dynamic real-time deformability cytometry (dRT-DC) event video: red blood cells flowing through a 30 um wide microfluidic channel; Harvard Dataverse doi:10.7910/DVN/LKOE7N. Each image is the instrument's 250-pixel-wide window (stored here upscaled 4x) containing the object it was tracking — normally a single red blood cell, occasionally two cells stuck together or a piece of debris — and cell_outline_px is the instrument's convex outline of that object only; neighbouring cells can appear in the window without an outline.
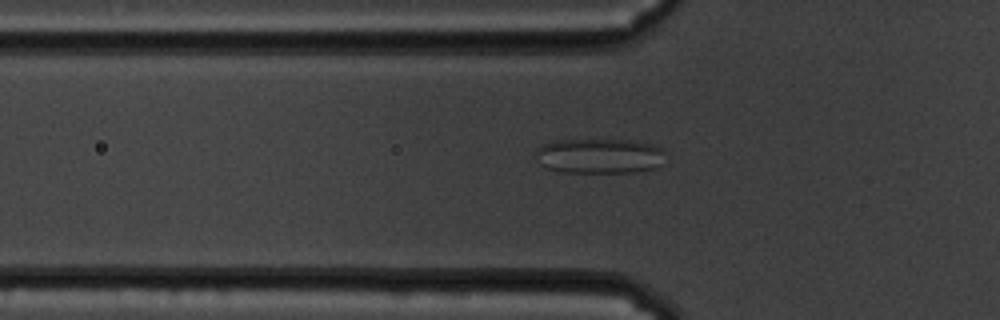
{"species": "common noctule bat (a hibernating species)", "species_latin": "Nyctalus noctula", "temperature_condition": "cold", "stored_images_in_passage": 56, "camera_frame_rate_fps": 3000, "um_per_image_px": 0.085, "animal": {"sex": "male", "body_mass_g": 19.5, "forearm_length_mm": 54.6}, "frame": {"image": 1, "passage_image": 17, "time_ms": 5.333, "image_size_px": [1000, 320], "cell_outline_px": [[664, 164], [656, 168], [636, 172], [560, 172], [548, 168], [540, 164], [536, 156], [536, 148], [540, 144], [552, 140], [632, 140], [656, 144], [664, 152]], "centroid_in_image_um": [50.97, 13.25], "position_along_channel_um": 74.8, "area_um2": 26.93}}
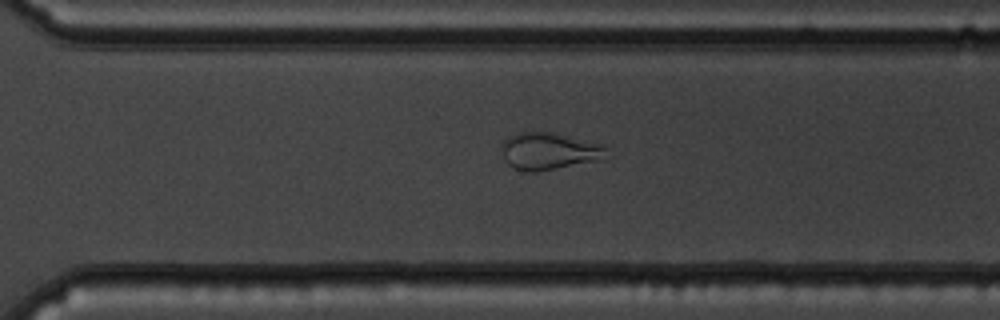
{"frame": {"image": 2, "passage_image": 39, "time_ms": 12.667, "image_size_px": [1000, 320], "cell_outline_px": [[608, 148], [604, 160], [536, 172], [524, 172], [512, 168], [504, 160], [500, 148], [504, 140], [508, 136], [516, 132], [552, 132], [604, 144]], "centroid_in_image_um": [46.67, 12.86], "position_along_channel_um": 323.9, "area_um2": 23.29}}
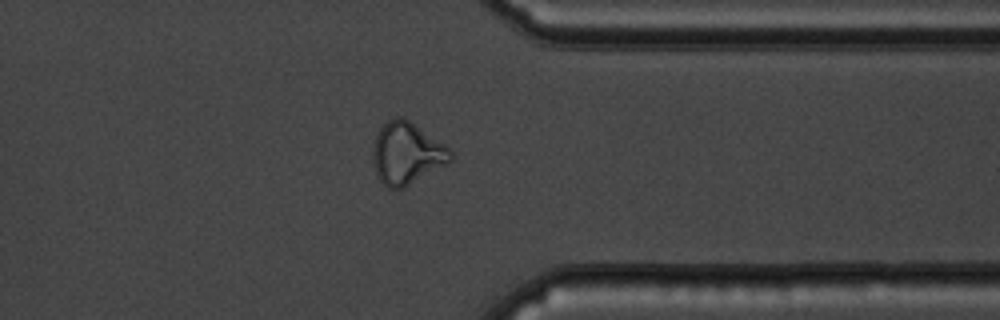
{"frame": {"image": 3, "passage_image": 44, "time_ms": 14.333, "image_size_px": [1000, 320], "cell_outline_px": [[452, 160], [448, 164], [404, 188], [388, 188], [380, 180], [376, 172], [372, 156], [372, 152], [376, 136], [380, 128], [388, 120], [396, 116], [400, 116], [408, 120], [444, 144], [452, 152]], "centroid_in_image_um": [34.58, 13.05], "position_along_channel_um": 376.8, "area_um2": 27.8}, "authors_computed_cell_mechanics": {"area_um2": 27.5706, "velocity_mm_per_s": 3.3962, "shape_relaxation_time_tau1_ms": null, "shape_relaxation_time_tau2_ms": 1.5608, "deformation_change_tau1": null, "deformation_change_tau2": 0.0956}}